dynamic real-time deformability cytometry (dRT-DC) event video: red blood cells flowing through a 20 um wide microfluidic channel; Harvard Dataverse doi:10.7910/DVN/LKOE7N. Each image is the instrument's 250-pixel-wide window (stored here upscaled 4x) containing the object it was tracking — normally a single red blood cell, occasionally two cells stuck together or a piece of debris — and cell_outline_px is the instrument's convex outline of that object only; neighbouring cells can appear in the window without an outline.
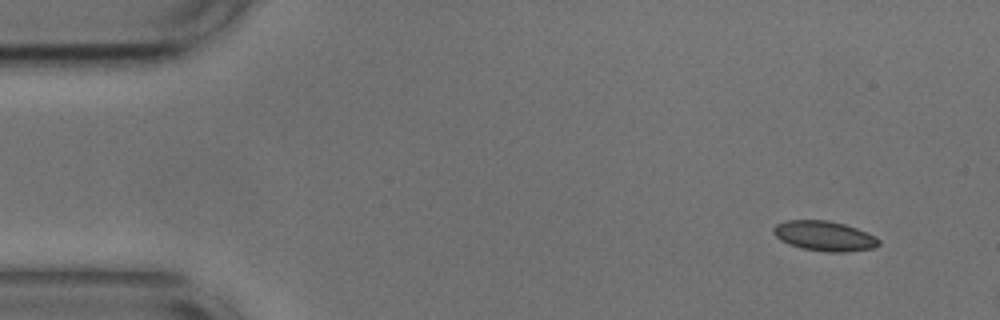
{"species": "common noctule bat (a hibernating species)", "species_latin": "Nyctalus noctula", "temperature_condition": "cold", "stored_images_in_passage": 50, "camera_frame_rate_fps": 3000, "um_per_image_px": 0.085, "animal": {"sex": "male", "body_mass_g": 17.9, "forearm_length_mm": 54.2}, "frame": {"image": 1, "passage_image": 1, "time_ms": 0.0, "image_size_px": [1000, 320], "cell_outline_px": [[880, 244], [876, 248], [844, 252], [824, 252], [804, 248], [788, 244], [780, 240], [772, 232], [772, 228], [776, 224], [788, 220], [828, 220], [844, 224], [856, 228], [876, 236], [880, 240]], "centroid_in_image_um": [70.08, 20.06], "position_along_channel_um": 14.9, "area_um2": 18.5}}
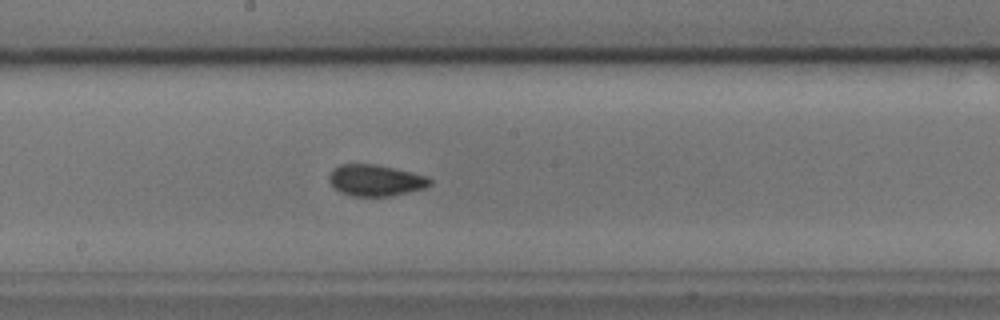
{"frame": {"image": 2, "passage_image": 25, "time_ms": 8.0, "image_size_px": [1000, 320], "cell_outline_px": [[432, 184], [424, 188], [392, 196], [352, 196], [340, 192], [328, 180], [328, 176], [332, 168], [340, 164], [376, 164], [428, 176], [432, 180]], "centroid_in_image_um": [31.91, 15.32], "position_along_channel_um": 216.3, "area_um2": 18.5}}
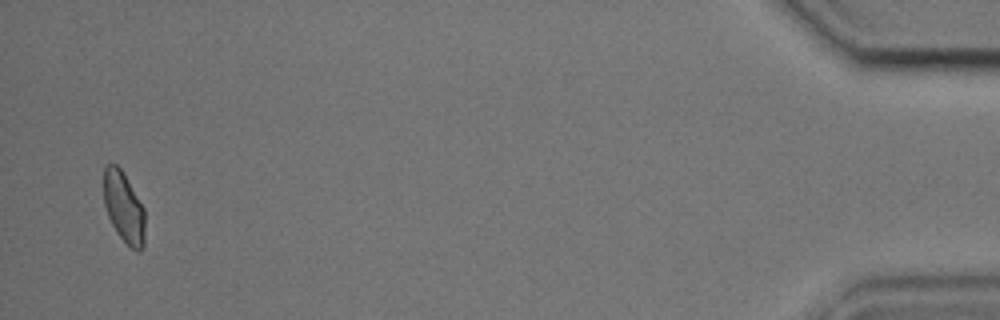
{"frame": {"image": 3, "passage_image": 49, "time_ms": 16.0, "image_size_px": [1000, 320], "cell_outline_px": [[144, 248], [140, 252], [136, 252], [116, 232], [108, 216], [104, 204], [104, 168], [108, 164], [116, 164], [120, 168], [144, 208]], "centroid_in_image_um": [10.53, 17.65], "position_along_channel_um": 424.7, "area_um2": 16.82}, "authors_computed_cell_mechanics": {"area_um2": 18.0914, "velocity_mm_per_s": 3.6995, "shape_relaxation_time_tau1_ms": 10.3245, "shape_relaxation_time_tau2_ms": 1.4612, "deformation_change_tau1": 0.1345, "deformation_change_tau2": 0.0513}}